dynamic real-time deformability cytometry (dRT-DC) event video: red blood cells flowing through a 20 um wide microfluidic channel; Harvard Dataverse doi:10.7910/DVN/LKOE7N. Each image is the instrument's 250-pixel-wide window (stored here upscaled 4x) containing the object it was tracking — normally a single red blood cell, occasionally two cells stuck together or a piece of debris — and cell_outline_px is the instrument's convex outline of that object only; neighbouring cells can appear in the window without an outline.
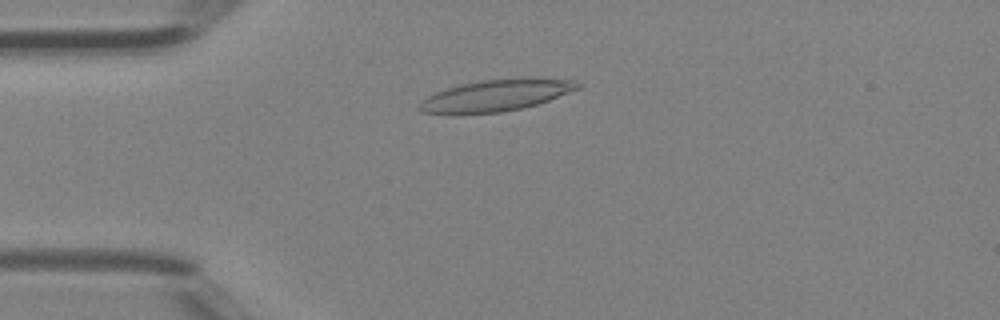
{"species": "Egyptian fruit bat (a non-hibernating species)", "species_latin": "Rousettus aegyptiacus", "temperature_condition": "room temperature", "stored_images_in_passage": 40, "camera_frame_rate_fps": 3000, "um_per_image_px": 0.085, "animal": {"sex": "female"}, "frame": {"image": 1, "passage_image": 9, "time_ms": 2.667, "image_size_px": [1000, 320], "cell_outline_px": [[580, 88], [548, 100], [536, 104], [520, 108], [500, 112], [420, 112], [420, 104], [428, 96], [436, 92], [460, 84], [480, 80], [532, 76], [540, 76], [576, 80], [580, 84]], "centroid_in_image_um": [42.31, 8.04], "position_along_channel_um": 42.7, "area_um2": 28.78}}
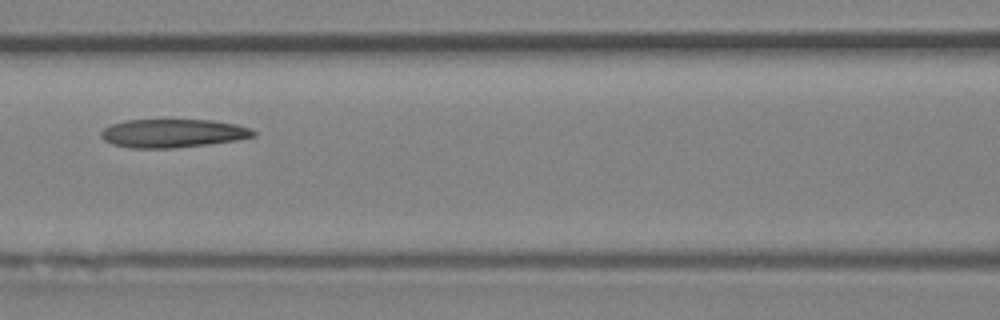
{"frame": {"image": 2, "passage_image": 17, "time_ms": 5.333, "image_size_px": [1000, 320], "cell_outline_px": [[256, 136], [236, 140], [208, 144], [172, 148], [128, 148], [112, 144], [104, 140], [100, 136], [100, 132], [104, 128], [112, 124], [124, 120], [212, 120], [236, 124], [252, 128], [256, 132]], "centroid_in_image_um": [14.69, 11.33], "position_along_channel_um": 151.9, "area_um2": 25.37}}
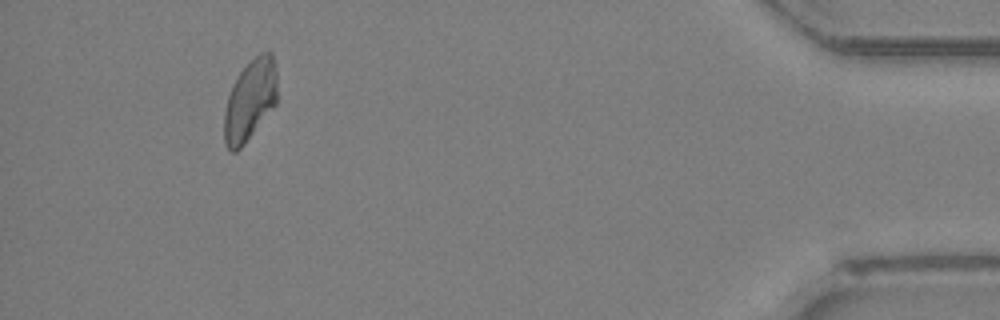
{"frame": {"image": 3, "passage_image": 37, "time_ms": 12.0, "image_size_px": [1000, 320], "cell_outline_px": [[276, 104], [244, 144], [236, 152], [228, 152], [224, 144], [224, 112], [228, 96], [240, 72], [260, 52], [272, 52], [276, 68]], "centroid_in_image_um": [21.24, 8.56], "position_along_channel_um": 414.0, "area_um2": 24.8}}